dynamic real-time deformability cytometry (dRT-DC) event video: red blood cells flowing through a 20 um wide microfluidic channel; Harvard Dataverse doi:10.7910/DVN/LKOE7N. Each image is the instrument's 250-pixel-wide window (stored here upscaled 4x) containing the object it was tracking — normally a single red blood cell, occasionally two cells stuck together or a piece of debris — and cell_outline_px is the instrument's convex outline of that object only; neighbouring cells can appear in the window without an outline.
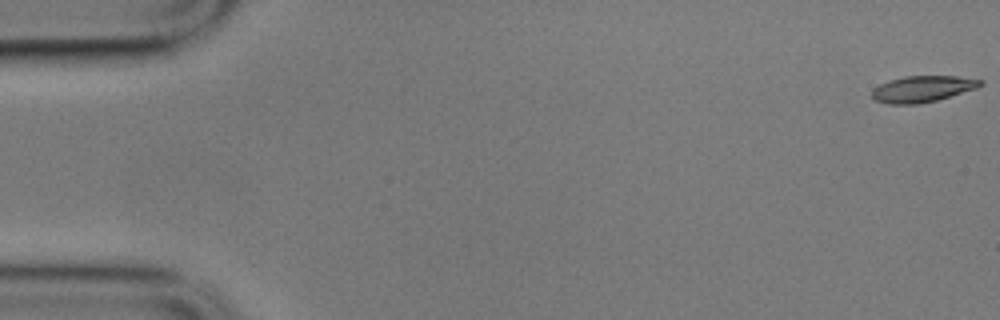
{"species": "common noctule bat (a hibernating species)", "species_latin": "Nyctalus noctula", "temperature_condition": "cold", "stored_images_in_passage": 57, "camera_frame_rate_fps": 3000, "um_per_image_px": 0.085, "animal": {"sex": "male", "body_mass_g": 17.9}, "frame": {"image": 1, "passage_image": 1, "time_ms": 0.0, "image_size_px": [1000, 320], "cell_outline_px": [[984, 84], [976, 88], [936, 100], [920, 104], [888, 104], [872, 100], [872, 88], [888, 80], [904, 76], [960, 76], [984, 80]], "centroid_in_image_um": [78.38, 7.55], "position_along_channel_um": 6.6, "area_um2": 16.76}}
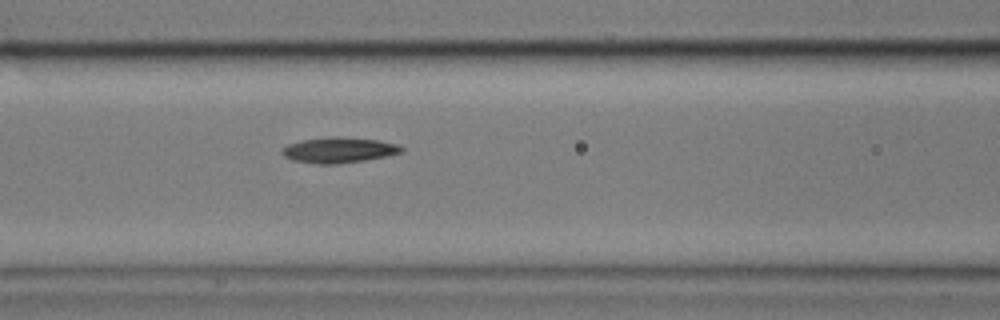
{"frame": {"image": 2, "passage_image": 24, "time_ms": 7.667, "image_size_px": [1000, 320], "cell_outline_px": [[404, 152], [364, 160], [336, 164], [316, 164], [292, 160], [284, 156], [280, 152], [280, 148], [288, 144], [304, 140], [332, 136], [336, 136], [376, 140], [396, 144], [404, 148]], "centroid_in_image_um": [28.75, 12.76], "position_along_channel_um": 137.8, "area_um2": 17.69}}
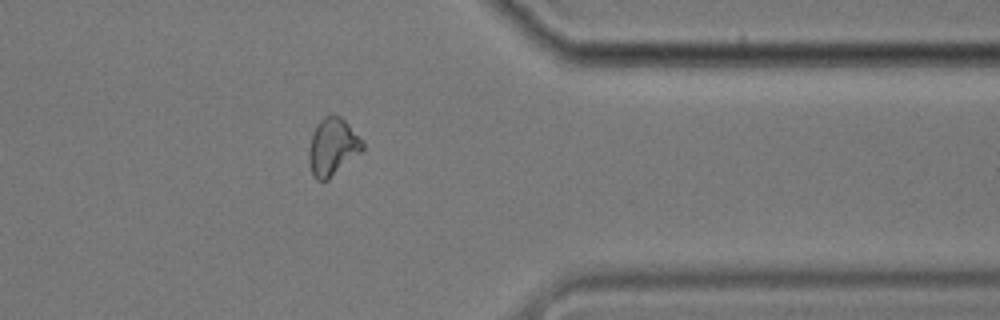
{"frame": {"image": 3, "passage_image": 46, "time_ms": 15.0, "image_size_px": [1000, 320], "cell_outline_px": [[364, 148], [360, 152], [328, 180], [316, 180], [312, 176], [308, 160], [308, 152], [312, 132], [316, 124], [324, 116], [340, 116], [348, 124], [364, 144]], "centroid_in_image_um": [28.22, 12.5], "position_along_channel_um": 383.2, "area_um2": 17.74}, "authors_computed_cell_mechanics": {"area_um2": 17.2244, "velocity_mm_per_s": 3.5112, "shape_relaxation_time_tau1_ms": null, "shape_relaxation_time_tau2_ms": 7.9665, "deformation_change_tau1": null, "deformation_change_tau2": 0.1407}}